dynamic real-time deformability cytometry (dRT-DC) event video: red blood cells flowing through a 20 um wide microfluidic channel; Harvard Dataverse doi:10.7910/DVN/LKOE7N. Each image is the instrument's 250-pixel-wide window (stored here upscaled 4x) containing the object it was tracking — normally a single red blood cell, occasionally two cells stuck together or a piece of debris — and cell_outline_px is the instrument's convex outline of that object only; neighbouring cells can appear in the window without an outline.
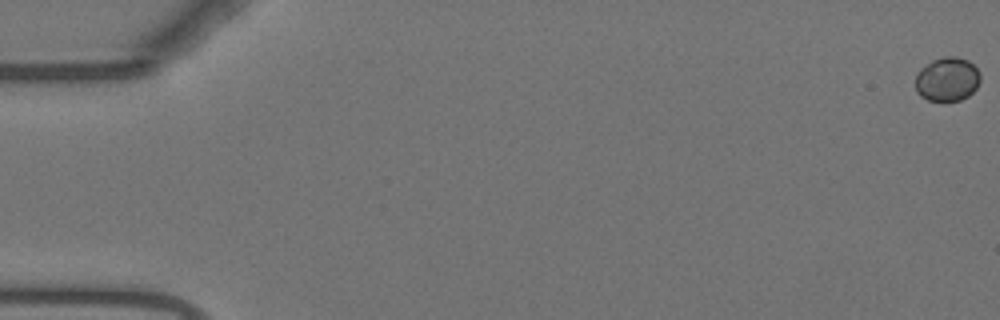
{"species": "Egyptian fruit bat (a non-hibernating species)", "species_latin": "Rousettus aegyptiacus", "temperature_condition": "warm", "stored_images_in_passage": 47, "camera_frame_rate_fps": 3000, "um_per_image_px": 0.085, "animal": {"sex": "female"}, "frame": {"image": 1, "passage_image": 1, "time_ms": 0.0, "image_size_px": [1000, 320], "cell_outline_px": [[980, 80], [976, 88], [968, 96], [960, 100], [944, 104], [928, 100], [920, 96], [916, 92], [916, 72], [920, 68], [932, 60], [944, 56], [956, 56], [968, 60], [980, 72]], "centroid_in_image_um": [80.49, 6.77], "position_along_channel_um": 4.5, "area_um2": 17.17}}
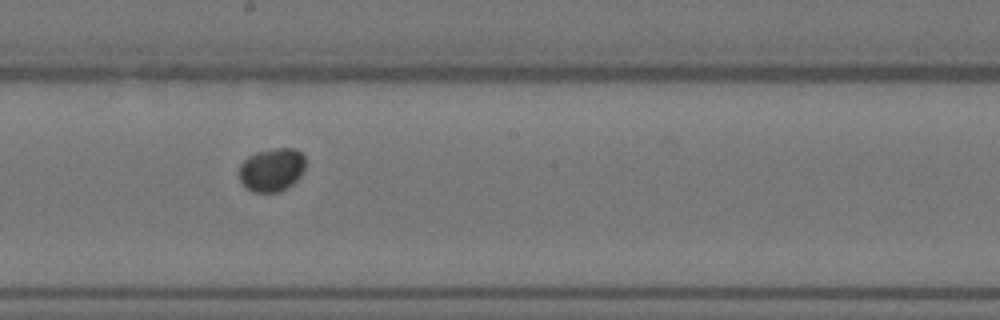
{"frame": {"image": 2, "passage_image": 32, "time_ms": 10.333, "image_size_px": [1000, 320], "cell_outline_px": [[304, 168], [300, 176], [288, 188], [280, 192], [252, 192], [240, 180], [240, 164], [248, 156], [256, 152], [276, 148], [292, 148], [300, 152], [304, 156]], "centroid_in_image_um": [23.1, 14.43], "position_along_channel_um": 225.1, "area_um2": 16.65}}
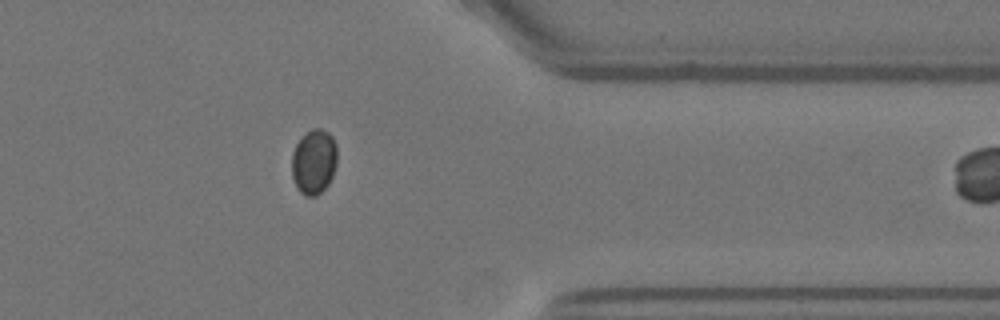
{"frame": {"image": 3, "passage_image": 46, "time_ms": 15.0, "image_size_px": [1000, 320], "cell_outline_px": [[336, 164], [332, 176], [328, 184], [316, 196], [304, 196], [296, 188], [292, 176], [292, 152], [296, 144], [312, 128], [320, 128], [328, 132], [332, 136], [336, 144]], "centroid_in_image_um": [26.67, 13.76], "position_along_channel_um": 384.7, "area_um2": 17.11}}